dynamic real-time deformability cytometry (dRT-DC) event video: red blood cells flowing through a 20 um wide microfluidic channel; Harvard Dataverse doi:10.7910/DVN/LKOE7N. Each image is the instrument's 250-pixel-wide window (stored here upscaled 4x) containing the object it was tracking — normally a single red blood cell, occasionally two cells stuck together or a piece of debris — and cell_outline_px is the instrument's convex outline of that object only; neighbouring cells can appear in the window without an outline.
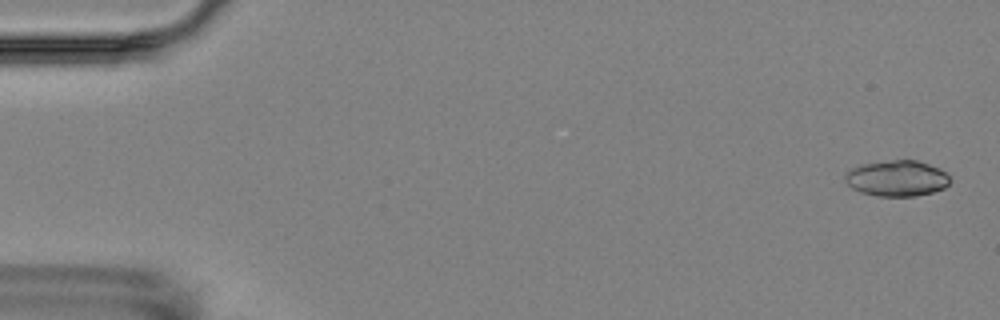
{"species": "Egyptian fruit bat (a non-hibernating species)", "species_latin": "Rousettus aegyptiacus", "temperature_condition": "room temperature", "stored_images_in_passage": 5, "camera_frame_rate_fps": 3000, "um_per_image_px": 0.085, "animal": {"sex": "female"}, "frame": {"image": 1, "passage_image": 1, "time_ms": 0.0, "image_size_px": [1000, 320], "cell_outline_px": [[952, 180], [944, 188], [932, 192], [916, 196], [876, 196], [860, 192], [852, 188], [844, 180], [844, 172], [848, 168], [860, 164], [892, 160], [916, 160], [940, 168]], "centroid_in_image_um": [76.19, 15.15], "position_along_channel_um": 8.8, "area_um2": 22.2}}